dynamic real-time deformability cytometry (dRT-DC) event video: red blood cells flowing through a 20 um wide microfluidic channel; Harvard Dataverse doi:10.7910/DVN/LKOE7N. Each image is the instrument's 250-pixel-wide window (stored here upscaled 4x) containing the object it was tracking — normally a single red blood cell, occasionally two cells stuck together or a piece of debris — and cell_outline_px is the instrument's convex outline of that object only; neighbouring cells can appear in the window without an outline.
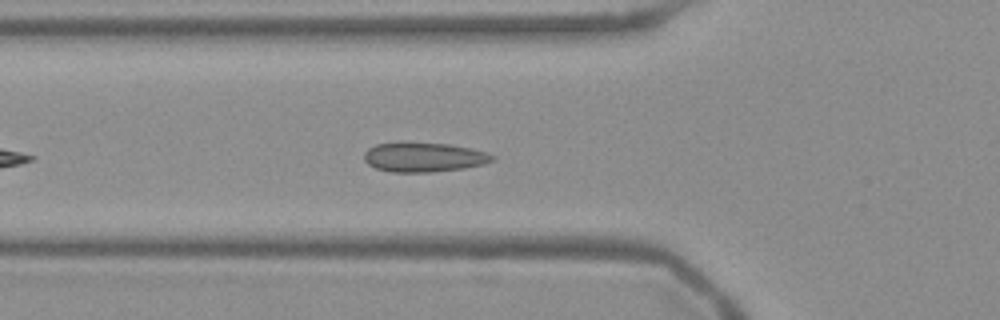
{"species": "Egyptian fruit bat (a non-hibernating species)", "species_latin": "Rousettus aegyptiacus", "temperature_condition": "warm", "stored_images_in_passage": 34, "camera_frame_rate_fps": 3000, "um_per_image_px": 0.085, "frame": {"image": 1, "passage_image": 7, "time_ms": 2.0, "image_size_px": [1000, 320], "cell_outline_px": [[496, 156], [492, 160], [484, 164], [464, 168], [432, 172], [392, 172], [376, 168], [368, 164], [364, 160], [364, 152], [368, 148], [376, 144], [400, 140], [404, 140], [448, 144], [472, 148], [488, 152]], "centroid_in_image_um": [36.0, 13.32], "position_along_channel_um": 89.8, "area_um2": 22.72}}
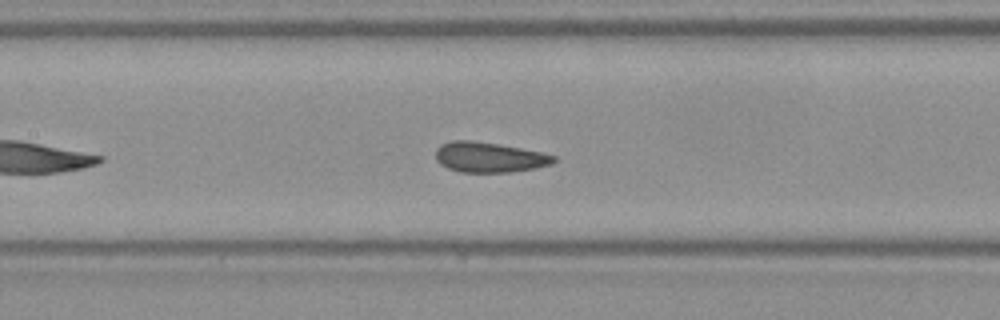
{"frame": {"image": 2, "passage_image": 13, "time_ms": 4.0, "image_size_px": [1000, 320], "cell_outline_px": [[556, 160], [552, 164], [536, 168], [508, 172], [460, 172], [448, 168], [440, 164], [436, 160], [436, 148], [440, 144], [452, 140], [472, 140], [544, 152], [556, 156]], "centroid_in_image_um": [41.58, 13.36], "position_along_channel_um": 165.8, "area_um2": 20.87}}
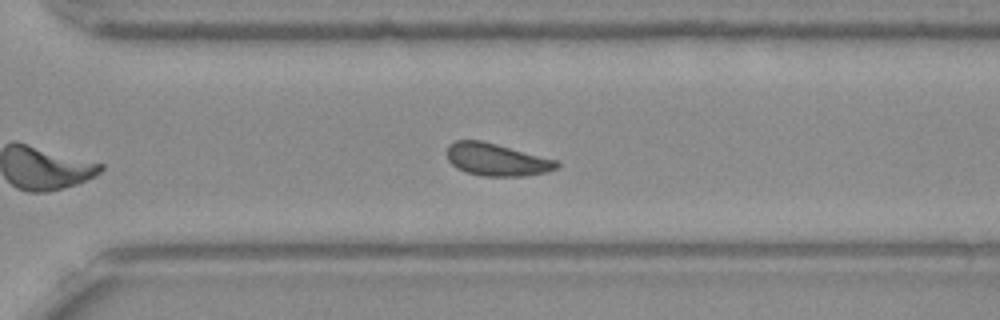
{"frame": {"image": 3, "passage_image": 26, "time_ms": 8.333, "image_size_px": [1000, 320], "cell_outline_px": [[560, 164], [556, 168], [548, 172], [520, 176], [484, 176], [464, 172], [456, 168], [448, 160], [448, 144], [456, 140], [480, 140], [560, 160]], "centroid_in_image_um": [42.24, 13.57], "position_along_channel_um": 328.4, "area_um2": 20.87}, "authors_computed_cell_mechanics": {"area_um2": 21.0681, "velocity_mm_per_s": 3.761, "shape_relaxation_time_tau1_ms": null, "shape_relaxation_time_tau2_ms": 0.6737, "deformation_change_tau1": null, "deformation_change_tau2": 0.0591}}